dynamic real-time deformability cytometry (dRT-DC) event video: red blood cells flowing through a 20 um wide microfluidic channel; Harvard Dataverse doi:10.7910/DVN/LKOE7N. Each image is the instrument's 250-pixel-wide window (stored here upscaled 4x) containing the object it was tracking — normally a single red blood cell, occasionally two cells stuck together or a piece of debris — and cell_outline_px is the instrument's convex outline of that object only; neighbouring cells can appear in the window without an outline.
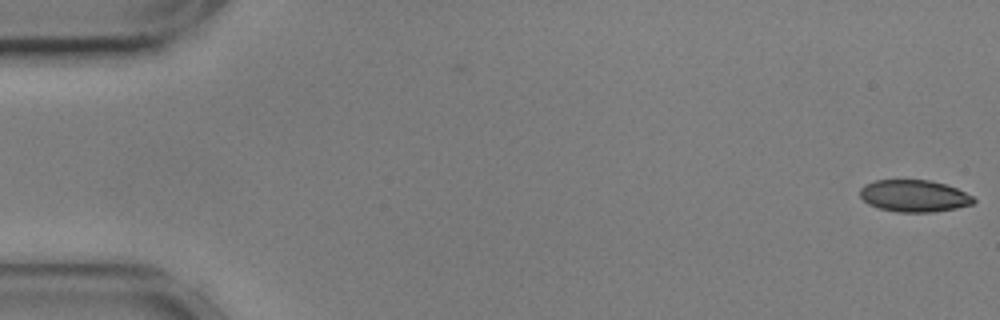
{"species": "common noctule bat (a hibernating species)", "species_latin": "Nyctalus noctula", "temperature_condition": "cold", "stored_images_in_passage": 4, "camera_frame_rate_fps": 3000, "um_per_image_px": 0.085, "animal": {"sex": "male", "body_mass_g": 17.9, "forearm_length_mm": 54.2}, "frame": {"image": 1, "passage_image": 4, "time_ms": 1.0, "image_size_px": [1000, 320], "cell_outline_px": [[976, 200], [972, 204], [956, 208], [932, 212], [896, 212], [880, 208], [868, 204], [860, 196], [860, 188], [864, 184], [876, 180], [928, 180], [944, 184], [956, 188], [972, 196]], "centroid_in_image_um": [77.67, 16.65], "position_along_channel_um": 7.3, "area_um2": 21.04}}